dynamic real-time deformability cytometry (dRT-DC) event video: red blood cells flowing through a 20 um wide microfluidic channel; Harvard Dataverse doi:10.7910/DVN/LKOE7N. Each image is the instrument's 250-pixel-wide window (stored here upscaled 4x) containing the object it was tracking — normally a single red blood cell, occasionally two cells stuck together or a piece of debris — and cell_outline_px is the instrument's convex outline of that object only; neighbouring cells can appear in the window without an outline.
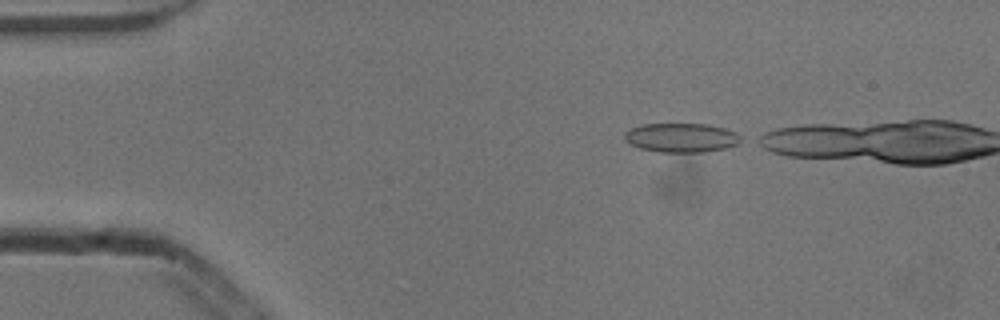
{"species": "common noctule bat (a hibernating species)", "species_latin": "Nyctalus noctula", "temperature_condition": "cold", "stored_images_in_passage": 3, "camera_frame_rate_fps": 3000, "um_per_image_px": 0.085, "animal": {"sex": "male", "body_mass_g": 13.3}, "frame": {"image": 1, "passage_image": 1, "time_ms": 0.0, "image_size_px": [1000, 320], "cell_outline_px": [[744, 140], [728, 148], [704, 152], [660, 152], [640, 148], [628, 144], [624, 140], [624, 132], [632, 128], [644, 124], [708, 124], [724, 128], [736, 132], [744, 136]], "centroid_in_image_um": [57.95, 11.71], "position_along_channel_um": 27.0, "area_um2": 20.06}}